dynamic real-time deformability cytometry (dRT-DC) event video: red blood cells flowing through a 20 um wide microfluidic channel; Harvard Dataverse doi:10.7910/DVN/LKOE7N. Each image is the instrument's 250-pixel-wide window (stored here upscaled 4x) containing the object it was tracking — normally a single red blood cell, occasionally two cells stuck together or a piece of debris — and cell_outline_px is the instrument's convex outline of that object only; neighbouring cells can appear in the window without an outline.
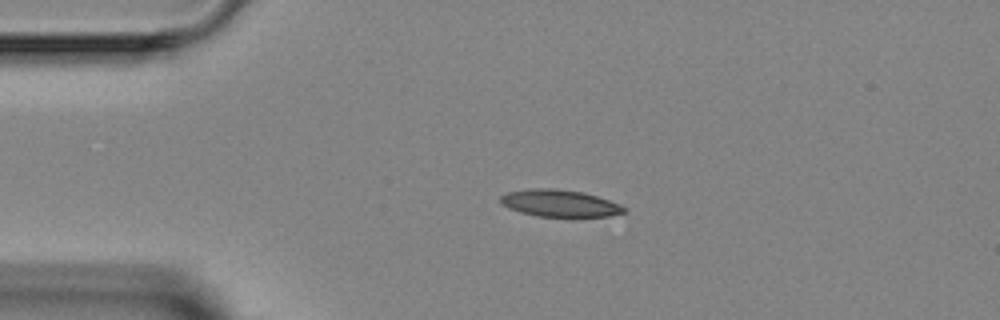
{"species": "Egyptian fruit bat (a non-hibernating species)", "species_latin": "Rousettus aegyptiacus", "temperature_condition": "room temperature", "stored_images_in_passage": 2, "camera_frame_rate_fps": 3000, "um_per_image_px": 0.085, "animal": {"sex": "female"}, "frame": {"image": 1, "passage_image": 1, "time_ms": 0.0, "image_size_px": [1000, 320], "cell_outline_px": [[628, 208], [624, 212], [608, 216], [536, 216], [520, 212], [508, 208], [500, 204], [500, 196], [508, 192], [532, 188], [552, 188], [584, 192], [620, 204]], "centroid_in_image_um": [47.54, 17.27], "position_along_channel_um": 37.5, "area_um2": 19.36}}